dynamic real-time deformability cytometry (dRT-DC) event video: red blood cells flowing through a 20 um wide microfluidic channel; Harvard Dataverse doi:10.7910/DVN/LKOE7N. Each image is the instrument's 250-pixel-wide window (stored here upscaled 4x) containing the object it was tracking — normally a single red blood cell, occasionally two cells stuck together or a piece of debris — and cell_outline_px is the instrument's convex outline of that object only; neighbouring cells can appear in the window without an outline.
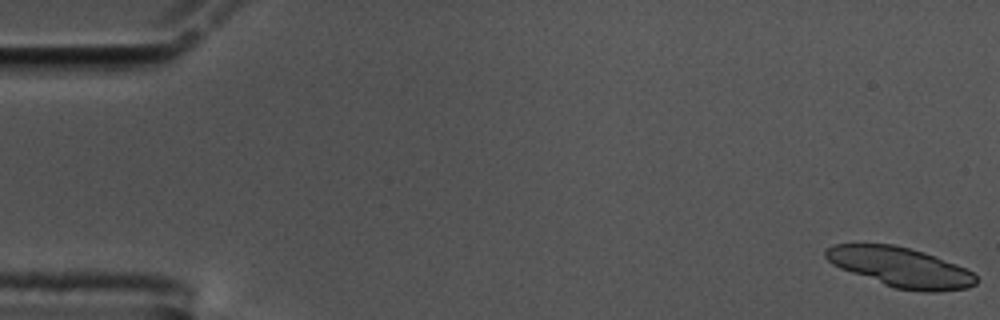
{"species": "common noctule bat (a hibernating species)", "species_latin": "Nyctalus noctula", "temperature_condition": "cold", "stored_images_in_passage": 18, "camera_frame_rate_fps": 3000, "um_per_image_px": 0.085, "animal": {"sex": "male", "body_mass_g": 17.5, "forearm_length_mm": 52.3}, "frame": {"image": 1, "passage_image": 1, "time_ms": 0.0, "image_size_px": [1000, 320], "cell_outline_px": [[976, 284], [968, 288], [936, 292], [924, 292], [896, 288], [884, 284], [840, 268], [832, 264], [824, 256], [824, 252], [832, 244], [892, 244], [924, 252], [956, 264], [972, 272], [976, 276]], "centroid_in_image_um": [76.54, 22.71], "position_along_channel_um": 8.5, "area_um2": 34.51}}